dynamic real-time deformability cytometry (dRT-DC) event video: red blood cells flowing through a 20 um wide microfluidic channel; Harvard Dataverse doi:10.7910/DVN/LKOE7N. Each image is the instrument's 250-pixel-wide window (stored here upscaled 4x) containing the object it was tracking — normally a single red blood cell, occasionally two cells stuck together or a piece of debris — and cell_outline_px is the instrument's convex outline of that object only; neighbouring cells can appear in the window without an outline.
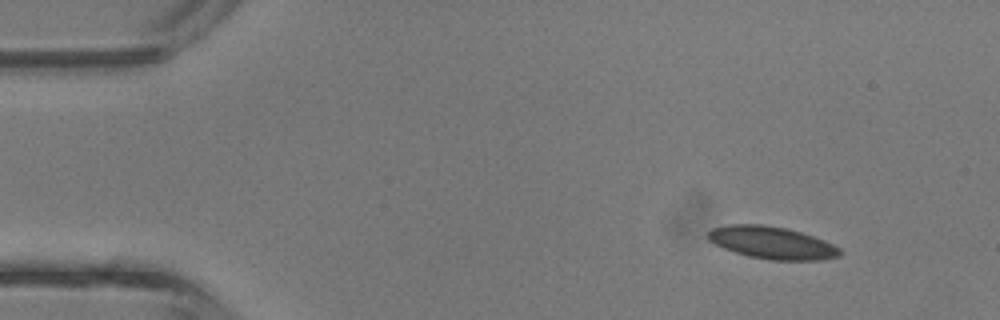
{"species": "common noctule bat (a hibernating species)", "species_latin": "Nyctalus noctula", "temperature_condition": "room temperature", "stored_images_in_passage": 4, "camera_frame_rate_fps": 3000, "um_per_image_px": 0.085, "animal": {"sex": "male", "body_mass_g": 13.3}, "frame": {"image": 1, "passage_image": 1, "time_ms": 0.0, "image_size_px": [1000, 320], "cell_outline_px": [[840, 256], [824, 260], [768, 260], [748, 256], [724, 248], [708, 240], [708, 232], [712, 228], [732, 224], [760, 224], [788, 228], [824, 240], [840, 248]], "centroid_in_image_um": [65.63, 20.63], "position_along_channel_um": 19.4, "area_um2": 24.8}}